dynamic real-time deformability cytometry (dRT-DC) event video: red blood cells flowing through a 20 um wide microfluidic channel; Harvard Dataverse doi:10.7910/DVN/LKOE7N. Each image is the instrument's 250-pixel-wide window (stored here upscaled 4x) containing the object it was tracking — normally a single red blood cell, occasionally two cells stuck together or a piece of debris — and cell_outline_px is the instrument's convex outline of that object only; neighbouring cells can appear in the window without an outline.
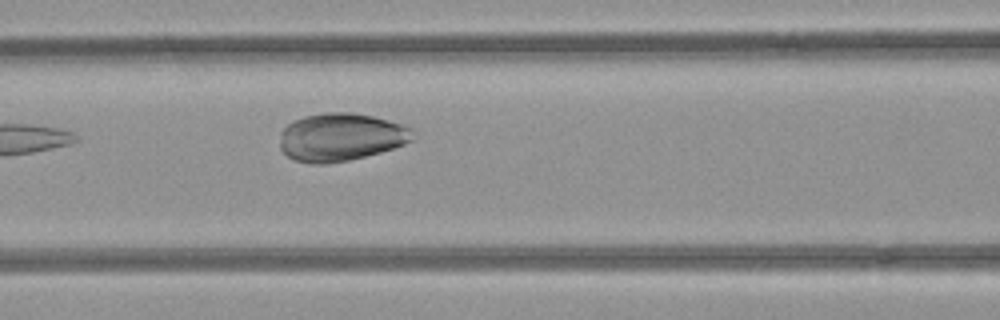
{"species": "common noctule bat (a hibernating species)", "species_latin": "Nyctalus noctula", "temperature_condition": "room temperature", "stored_images_in_passage": 34, "camera_frame_rate_fps": 3000, "um_per_image_px": 0.085, "animal": {"sex": "female", "body_mass_g": 21.9}, "frame": {"image": 1, "passage_image": 9, "time_ms": 2.667, "image_size_px": [1000, 320], "cell_outline_px": [[412, 140], [404, 144], [380, 152], [348, 160], [324, 164], [312, 164], [296, 160], [288, 156], [280, 148], [280, 132], [288, 124], [304, 116], [324, 112], [352, 112], [372, 116], [388, 120], [412, 128]], "centroid_in_image_um": [28.94, 11.65], "position_along_channel_um": 137.7, "area_um2": 36.88}}
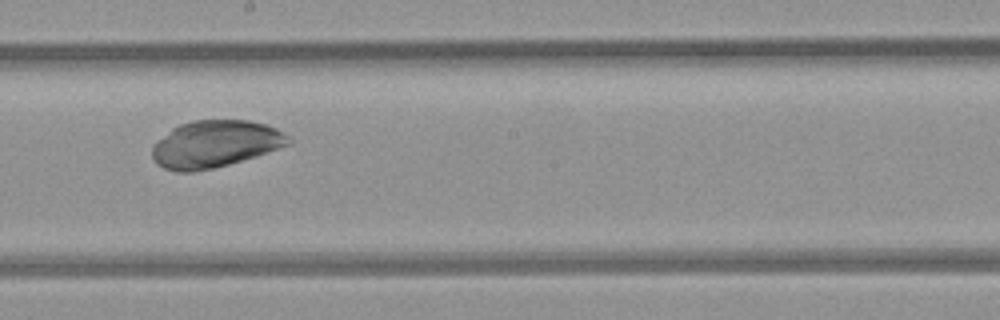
{"frame": {"image": 2, "passage_image": 16, "time_ms": 5.0, "image_size_px": [1000, 320], "cell_outline_px": [[292, 144], [228, 164], [212, 168], [192, 172], [180, 172], [164, 168], [156, 164], [152, 160], [152, 148], [172, 128], [180, 124], [192, 120], [248, 120], [268, 124], [276, 128], [288, 136], [292, 140]], "centroid_in_image_um": [18.3, 12.23], "position_along_channel_um": 229.9, "area_um2": 37.11}}
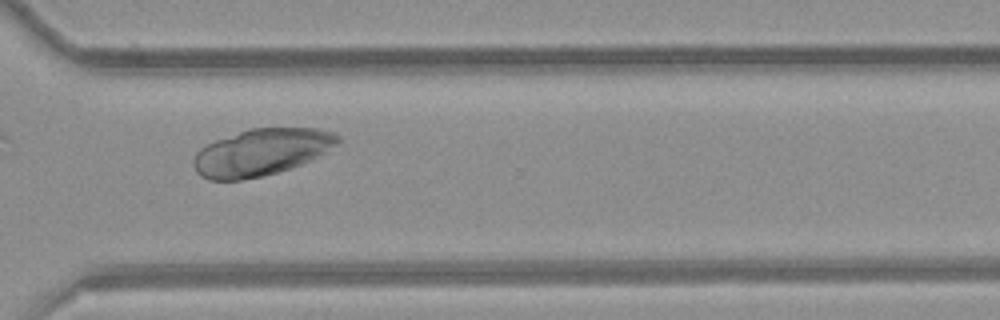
{"frame": {"image": 3, "passage_image": 25, "time_ms": 8.0, "image_size_px": [1000, 320], "cell_outline_px": [[340, 140], [336, 144], [324, 152], [300, 164], [264, 176], [240, 180], [208, 180], [200, 176], [196, 172], [192, 164], [192, 160], [196, 152], [200, 148], [216, 140], [252, 128], [320, 128], [336, 132], [340, 136]], "centroid_in_image_um": [22.18, 12.94], "position_along_channel_um": 348.4, "area_um2": 39.07}}